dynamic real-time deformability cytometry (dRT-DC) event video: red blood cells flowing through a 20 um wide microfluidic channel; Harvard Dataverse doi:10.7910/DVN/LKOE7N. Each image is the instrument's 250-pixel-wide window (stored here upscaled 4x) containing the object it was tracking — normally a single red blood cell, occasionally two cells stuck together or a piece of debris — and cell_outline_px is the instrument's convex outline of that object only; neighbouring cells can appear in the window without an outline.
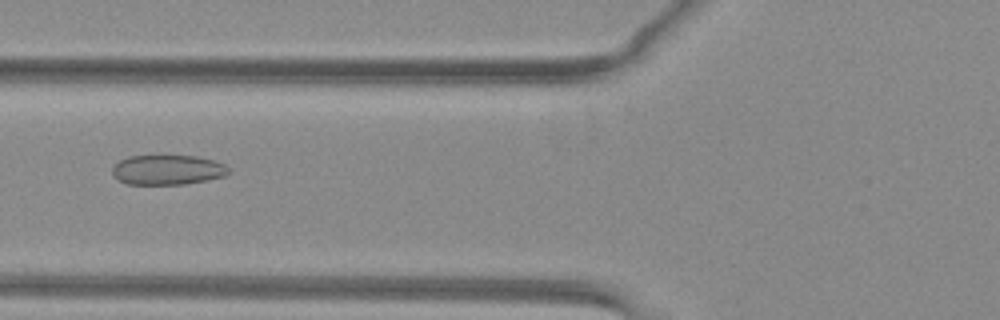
{"species": "common noctule bat (a hibernating species)", "species_latin": "Nyctalus noctula", "temperature_condition": "warm", "stored_images_in_passage": 43, "camera_frame_rate_fps": 3000, "um_per_image_px": 0.085, "animal": {"sex": "female", "body_mass_g": 29.2, "forearm_length_mm": 56.3}, "frame": {"image": 1, "passage_image": 12, "time_ms": 3.667, "image_size_px": [1000, 320], "cell_outline_px": [[232, 172], [224, 176], [208, 180], [184, 184], [128, 184], [112, 176], [112, 164], [128, 156], [196, 156], [212, 160], [224, 164]], "centroid_in_image_um": [14.23, 14.44], "position_along_channel_um": 111.6, "area_um2": 20.29}}
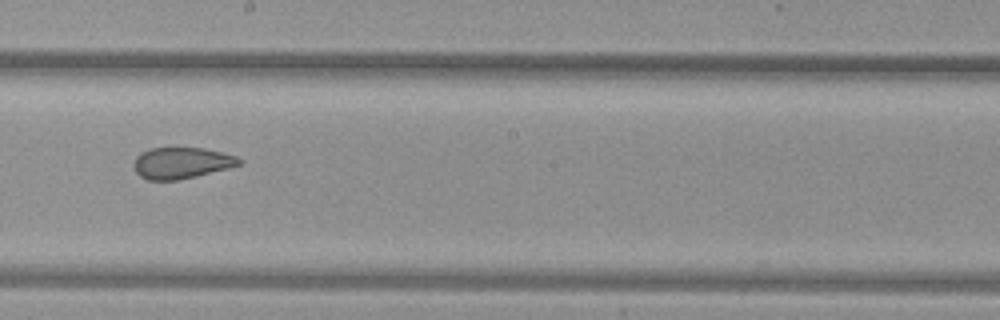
{"frame": {"image": 2, "passage_image": 21, "time_ms": 6.667, "image_size_px": [1000, 320], "cell_outline_px": [[244, 160], [240, 164], [228, 168], [180, 180], [148, 180], [140, 176], [136, 172], [132, 164], [136, 156], [140, 152], [148, 148], [204, 148], [236, 156]], "centroid_in_image_um": [15.39, 13.85], "position_along_channel_um": 232.8, "area_um2": 19.31}}
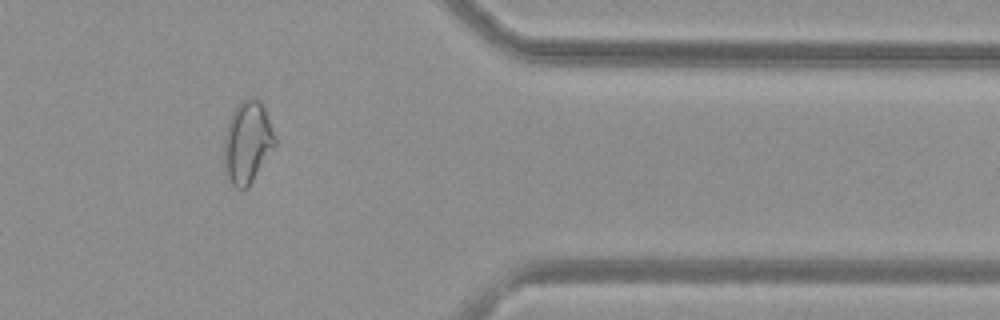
{"frame": {"image": 3, "passage_image": 34, "time_ms": 11.0, "image_size_px": [1000, 320], "cell_outline_px": [[276, 144], [248, 188], [236, 188], [224, 176], [224, 136], [228, 120], [232, 112], [240, 100], [252, 96], [256, 96], [260, 100], [264, 108], [276, 136]], "centroid_in_image_um": [21.01, 12.08], "position_along_channel_um": 390.4, "area_um2": 24.8}, "authors_computed_cell_mechanics": {"area_um2": 22.9466, "velocity_mm_per_s": 4.0406, "shape_relaxation_time_tau1_ms": null, "shape_relaxation_time_tau2_ms": 1.2634, "deformation_change_tau1": null, "deformation_change_tau2": 0.0764}}